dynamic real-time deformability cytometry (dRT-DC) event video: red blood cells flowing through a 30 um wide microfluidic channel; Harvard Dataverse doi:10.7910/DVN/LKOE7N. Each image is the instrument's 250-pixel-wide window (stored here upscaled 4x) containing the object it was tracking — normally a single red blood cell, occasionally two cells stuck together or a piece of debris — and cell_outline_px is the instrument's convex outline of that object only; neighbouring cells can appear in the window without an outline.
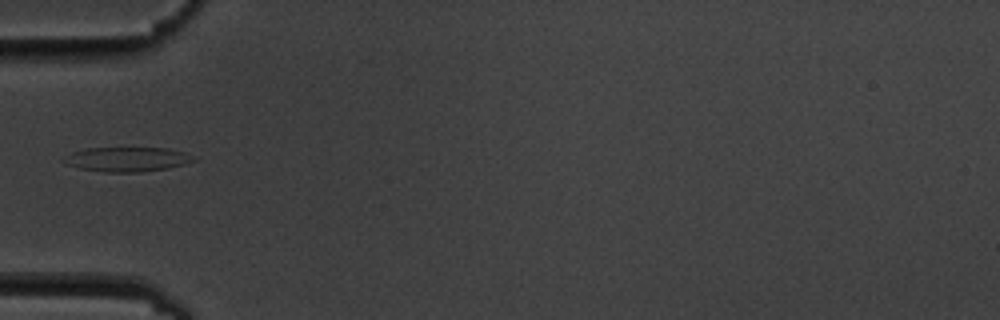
{"species": "common noctule bat (a hibernating species)", "species_latin": "Nyctalus noctula", "temperature_condition": "cold", "stored_images_in_passage": 1, "camera_frame_rate_fps": 3000, "um_per_image_px": 0.085, "animal": {"sex": "male", "body_mass_g": 19.5, "forearm_length_mm": 54.6}, "frame": {"image": 1, "passage_image": 1, "time_ms": 0.0, "image_size_px": [1000, 320], "cell_outline_px": [[196, 160], [184, 164], [168, 168], [140, 172], [104, 172], [80, 168], [64, 164], [60, 160], [64, 156], [72, 152], [88, 148], [168, 148], [184, 152], [196, 156]], "centroid_in_image_um": [10.79, 13.54], "position_along_channel_um": 74.2, "area_um2": 18.67}}